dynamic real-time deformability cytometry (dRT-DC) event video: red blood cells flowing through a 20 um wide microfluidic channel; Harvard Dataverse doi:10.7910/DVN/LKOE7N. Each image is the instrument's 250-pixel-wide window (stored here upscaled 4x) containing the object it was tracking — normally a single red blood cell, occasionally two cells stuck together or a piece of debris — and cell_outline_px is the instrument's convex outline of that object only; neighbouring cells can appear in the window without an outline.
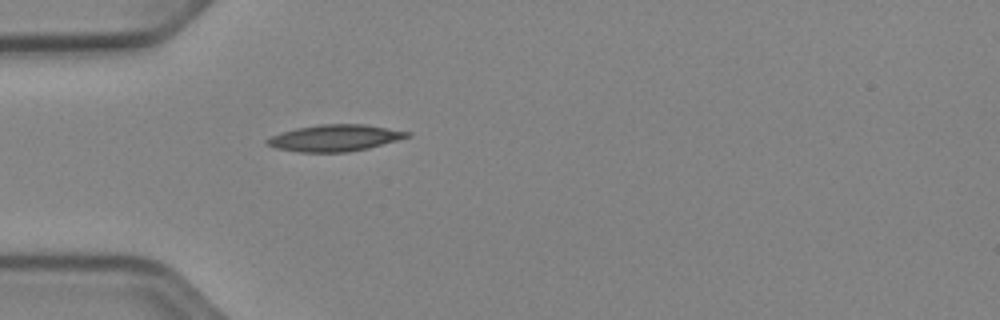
{"species": "Egyptian fruit bat (a non-hibernating species)", "species_latin": "Rousettus aegyptiacus", "temperature_condition": "cold", "stored_images_in_passage": 30, "camera_frame_rate_fps": 3000, "um_per_image_px": 0.085, "animal": {"sex": "female"}, "frame": {"image": 1, "passage_image": 1, "time_ms": 0.0, "image_size_px": [1000, 320], "cell_outline_px": [[412, 132], [408, 136], [396, 140], [368, 148], [348, 152], [300, 152], [276, 148], [268, 144], [264, 140], [272, 136], [296, 128], [324, 124], [364, 124]], "centroid_in_image_um": [28.46, 11.73], "position_along_channel_um": 56.5, "area_um2": 21.33}}
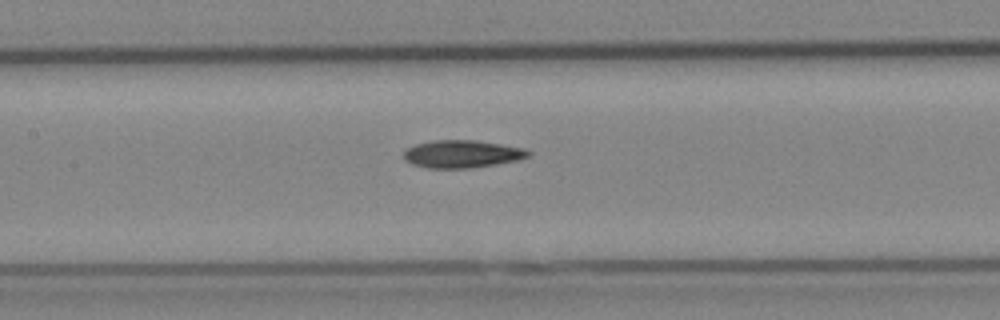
{"frame": {"image": 2, "passage_image": 10, "time_ms": 3.0, "image_size_px": [1000, 320], "cell_outline_px": [[532, 156], [516, 160], [496, 164], [472, 168], [428, 168], [412, 164], [404, 160], [404, 152], [408, 148], [416, 144], [432, 140], [476, 140], [524, 148], [532, 152]], "centroid_in_image_um": [39.29, 13.09], "position_along_channel_um": 168.1, "area_um2": 20.11}}
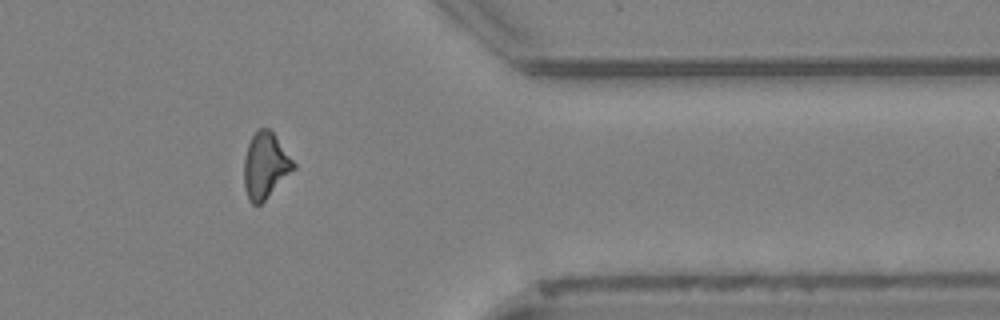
{"frame": {"image": 3, "passage_image": 28, "time_ms": 9.0, "image_size_px": [1000, 320], "cell_outline_px": [[296, 168], [260, 204], [252, 204], [248, 200], [244, 188], [244, 156], [248, 144], [252, 136], [260, 128], [268, 128], [272, 132], [296, 164]], "centroid_in_image_um": [22.54, 14.09], "position_along_channel_um": 388.9, "area_um2": 18.79}, "authors_computed_cell_mechanics": {"area_um2": 19.6809, "velocity_mm_per_s": 3.9349, "shape_relaxation_time_tau1_ms": null, "shape_relaxation_time_tau2_ms": 10.0282, "deformation_change_tau1": null, "deformation_change_tau2": 0.2291}}